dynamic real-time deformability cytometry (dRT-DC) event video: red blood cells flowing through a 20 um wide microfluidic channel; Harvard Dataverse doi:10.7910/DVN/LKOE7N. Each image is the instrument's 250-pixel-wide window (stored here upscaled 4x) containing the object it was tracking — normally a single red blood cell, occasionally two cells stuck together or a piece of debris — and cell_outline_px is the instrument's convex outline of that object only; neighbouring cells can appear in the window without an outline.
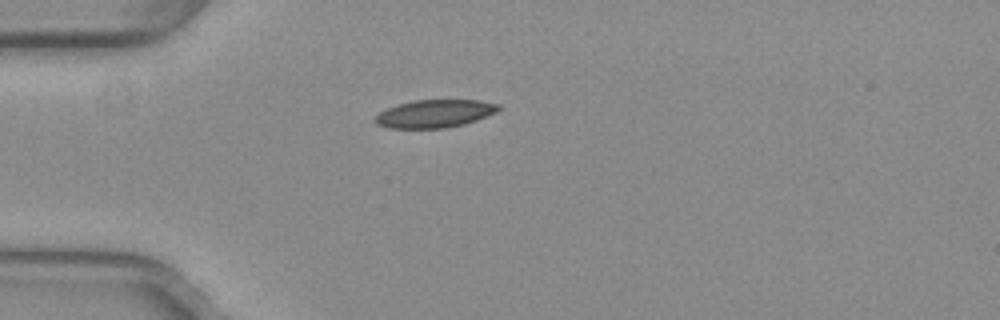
{"species": "common noctule bat (a hibernating species)", "species_latin": "Nyctalus noctula", "temperature_condition": "warm", "stored_images_in_passage": 29, "camera_frame_rate_fps": 3000, "um_per_image_px": 0.085, "animal": {"sex": "female", "body_mass_g": 29.2, "forearm_length_mm": 56.3}, "frame": {"image": 1, "passage_image": 1, "time_ms": 0.0, "image_size_px": [1000, 320], "cell_outline_px": [[500, 108], [496, 112], [476, 120], [464, 124], [444, 128], [388, 128], [376, 124], [376, 116], [380, 112], [396, 104], [412, 100], [480, 100], [500, 104]], "centroid_in_image_um": [36.96, 9.65], "position_along_channel_um": 48.0, "area_um2": 20.0}}
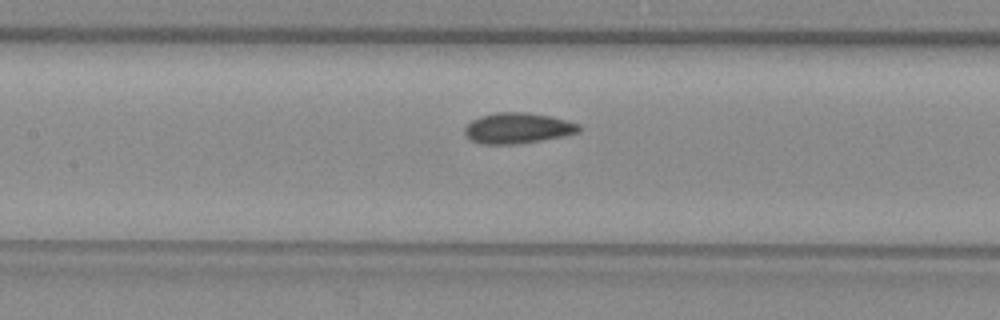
{"frame": {"image": 2, "passage_image": 11, "time_ms": 3.333, "image_size_px": [1000, 320], "cell_outline_px": [[584, 128], [580, 132], [564, 136], [516, 144], [484, 144], [472, 140], [464, 132], [464, 128], [472, 120], [480, 116], [496, 112], [524, 112], [552, 116], [580, 124]], "centroid_in_image_um": [44.06, 10.88], "position_along_channel_um": 163.3, "area_um2": 20.46}}
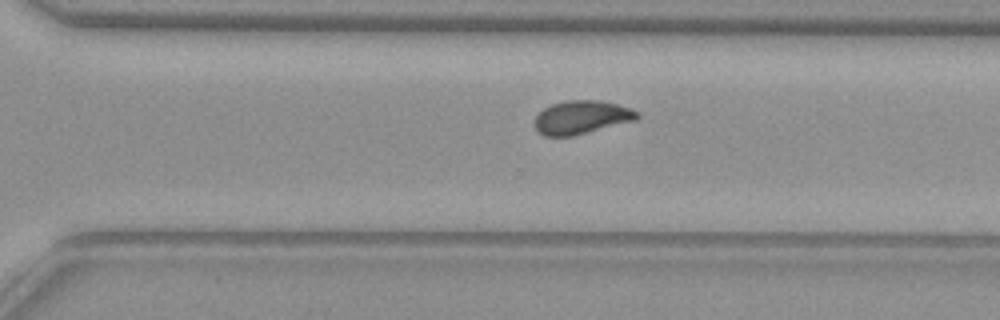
{"frame": {"image": 3, "passage_image": 23, "time_ms": 7.333, "image_size_px": [1000, 320], "cell_outline_px": [[640, 116], [636, 120], [572, 136], [544, 136], [536, 132], [536, 116], [544, 108], [552, 104], [568, 100], [600, 100], [616, 104], [640, 112]], "centroid_in_image_um": [49.43, 9.97], "position_along_channel_um": 321.2, "area_um2": 19.83}, "authors_computed_cell_mechanics": {"area_um2": 20.0566, "velocity_mm_per_s": 3.9541, "shape_relaxation_time_tau1_ms": 7.8258, "shape_relaxation_time_tau2_ms": 1.6836, "deformation_change_tau1": 0.1733, "deformation_change_tau2": 0.0604}}